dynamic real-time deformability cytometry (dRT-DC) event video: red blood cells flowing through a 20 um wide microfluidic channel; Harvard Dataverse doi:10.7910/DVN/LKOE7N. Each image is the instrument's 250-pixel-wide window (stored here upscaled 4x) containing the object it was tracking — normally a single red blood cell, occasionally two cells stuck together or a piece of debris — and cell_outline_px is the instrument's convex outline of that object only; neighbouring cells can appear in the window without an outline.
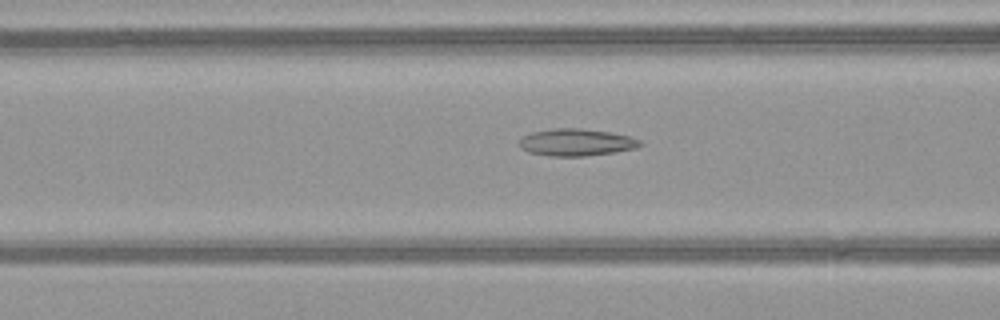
{"species": "common noctule bat (a hibernating species)", "species_latin": "Nyctalus noctula", "temperature_condition": "warm", "stored_images_in_passage": 48, "camera_frame_rate_fps": 3000, "um_per_image_px": 0.085, "animal": {"sex": "female", "body_mass_g": 21.9}, "frame": {"image": 1, "passage_image": 18, "time_ms": 5.667, "image_size_px": [1000, 320], "cell_outline_px": [[644, 144], [636, 148], [616, 152], [584, 156], [548, 156], [528, 152], [520, 148], [520, 140], [524, 136], [532, 132], [552, 128], [580, 128], [608, 132], [628, 136], [640, 140]], "centroid_in_image_um": [48.98, 12.1], "position_along_channel_um": 117.6, "area_um2": 19.07}}
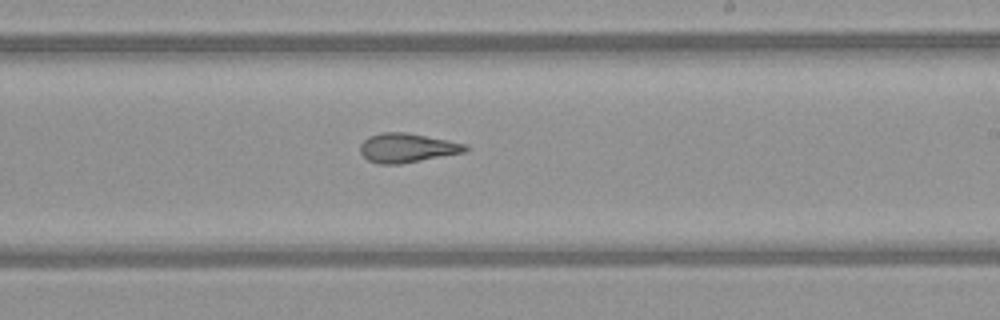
{"frame": {"image": 2, "passage_image": 28, "time_ms": 9.0, "image_size_px": [1000, 320], "cell_outline_px": [[468, 148], [464, 152], [400, 164], [380, 164], [368, 160], [360, 152], [360, 144], [368, 136], [380, 132], [408, 132], [468, 144]], "centroid_in_image_um": [34.58, 12.55], "position_along_channel_um": 254.4, "area_um2": 17.92}}
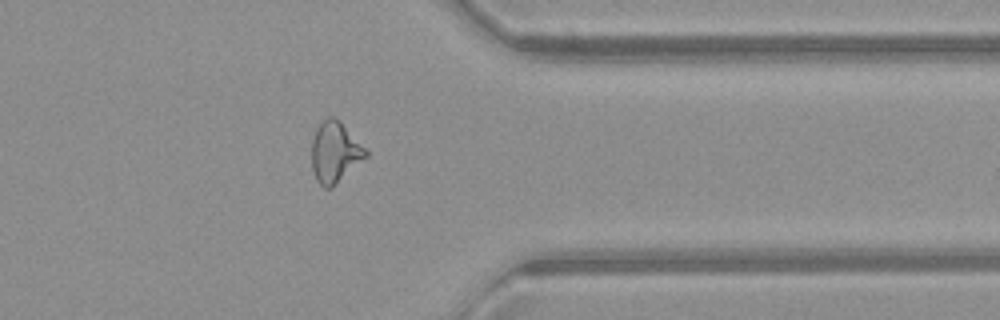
{"frame": {"image": 3, "passage_image": 38, "time_ms": 12.333, "image_size_px": [1000, 320], "cell_outline_px": [[368, 156], [332, 188], [324, 188], [316, 180], [312, 168], [312, 140], [316, 128], [328, 116], [332, 116], [368, 152]], "centroid_in_image_um": [28.43, 13.0], "position_along_channel_um": 383.0, "area_um2": 18.61}, "authors_computed_cell_mechanics": {"area_um2": 19.7965, "velocity_mm_per_s": 4.0938, "shape_relaxation_time_tau1_ms": null, "shape_relaxation_time_tau2_ms": 2.5627, "deformation_change_tau1": null, "deformation_change_tau2": 0.1259}}